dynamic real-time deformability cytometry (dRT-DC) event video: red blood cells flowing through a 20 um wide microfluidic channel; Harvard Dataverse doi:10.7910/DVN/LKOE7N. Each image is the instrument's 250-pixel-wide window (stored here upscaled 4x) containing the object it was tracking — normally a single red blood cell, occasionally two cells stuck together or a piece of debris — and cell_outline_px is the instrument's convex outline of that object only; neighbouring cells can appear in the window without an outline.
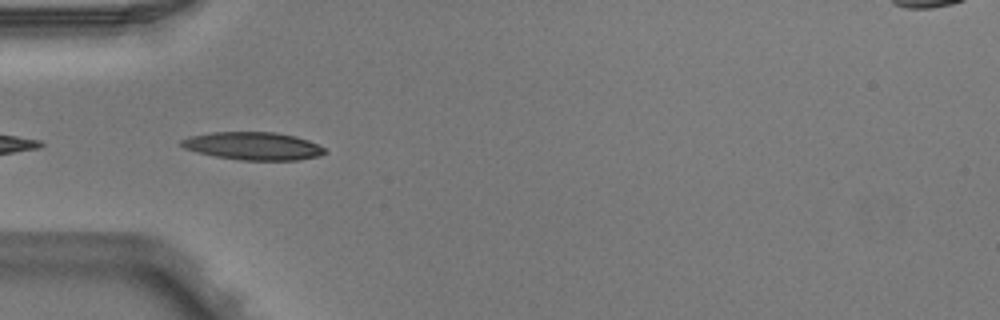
{"species": "Egyptian fruit bat (a non-hibernating species)", "species_latin": "Rousettus aegyptiacus", "temperature_condition": "warm", "stored_images_in_passage": 5, "camera_frame_rate_fps": 3000, "um_per_image_px": 0.085, "animal": {"sex": "male"}, "frame": {"image": 1, "passage_image": 5, "time_ms": 1.333, "image_size_px": [1000, 320], "cell_outline_px": [[328, 152], [320, 156], [300, 160], [240, 160], [216, 156], [184, 148], [180, 144], [180, 140], [188, 136], [212, 132], [276, 132], [296, 136], [308, 140], [324, 148]], "centroid_in_image_um": [21.54, 12.4], "position_along_channel_um": 63.5, "area_um2": 23.29}}